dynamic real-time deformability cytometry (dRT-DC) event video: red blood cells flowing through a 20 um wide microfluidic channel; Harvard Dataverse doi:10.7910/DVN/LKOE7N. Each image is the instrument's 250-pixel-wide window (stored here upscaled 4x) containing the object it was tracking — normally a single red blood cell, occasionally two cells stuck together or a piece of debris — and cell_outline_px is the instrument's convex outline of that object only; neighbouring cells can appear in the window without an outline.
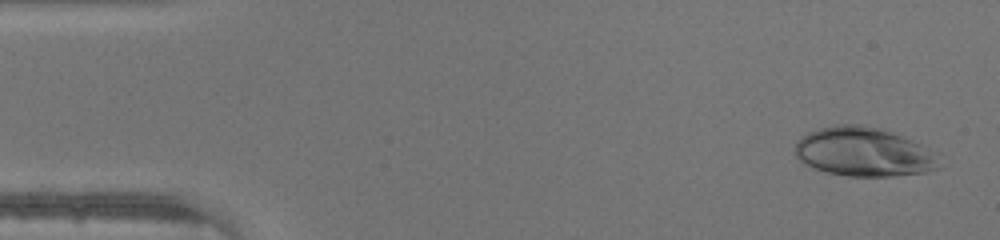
{"species": "human", "species_latin": "Homo sapiens", "temperature_condition": "warm", "stored_images_in_passage": 45, "camera_frame_rate_fps": 3000, "um_per_image_px": 0.085, "donor": {"sex": "male"}, "frame": {"image": 1, "passage_image": 2, "time_ms": 0.333, "image_size_px": [1000, 240], "cell_outline_px": [[940, 168], [924, 172], [892, 176], [848, 176], [828, 172], [812, 168], [804, 164], [796, 156], [792, 148], [796, 140], [800, 136], [808, 132], [820, 128], [836, 124], [864, 124], [880, 128], [892, 132], [940, 152]], "centroid_in_image_um": [73.42, 12.9], "position_along_channel_um": 11.6, "area_um2": 41.96}}
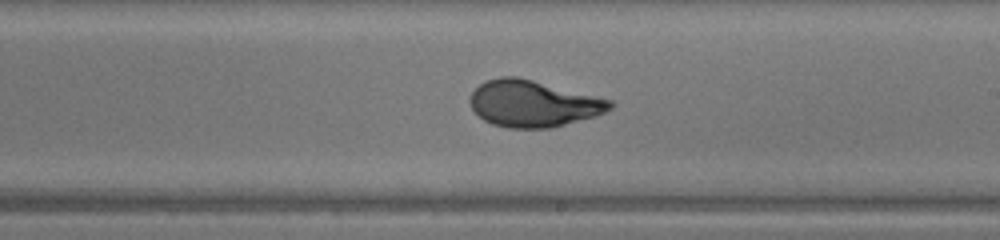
{"frame": {"image": 2, "passage_image": 26, "time_ms": 8.333, "image_size_px": [1000, 240], "cell_outline_px": [[616, 104], [612, 108], [596, 116], [548, 128], [508, 128], [492, 124], [484, 120], [472, 108], [468, 100], [472, 92], [480, 84], [488, 80], [500, 76], [520, 76], [612, 100]], "centroid_in_image_um": [45.32, 8.79], "position_along_channel_um": 243.7, "area_um2": 38.03}}
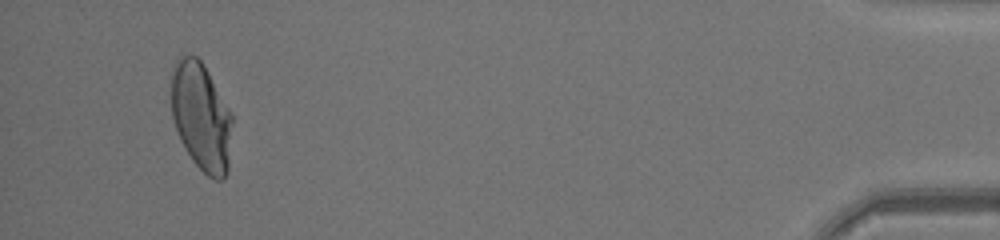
{"frame": {"image": 3, "passage_image": 43, "time_ms": 14.0, "image_size_px": [1000, 240], "cell_outline_px": [[232, 124], [228, 172], [220, 180], [216, 180], [208, 176], [192, 160], [180, 140], [172, 116], [172, 68], [176, 60], [180, 56], [196, 56], [200, 60], [232, 112]], "centroid_in_image_um": [17.11, 9.93], "position_along_channel_um": 418.1, "area_um2": 38.21}}